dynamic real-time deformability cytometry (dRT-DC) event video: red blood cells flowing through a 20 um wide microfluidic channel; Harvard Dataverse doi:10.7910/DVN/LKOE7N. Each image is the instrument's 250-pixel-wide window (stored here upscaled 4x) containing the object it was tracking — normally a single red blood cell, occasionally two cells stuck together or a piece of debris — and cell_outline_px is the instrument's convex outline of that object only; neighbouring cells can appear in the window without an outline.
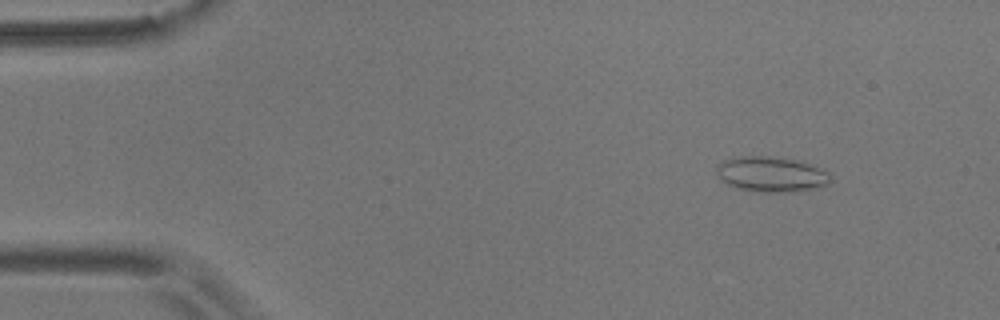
{"species": "common noctule bat (a hibernating species)", "species_latin": "Nyctalus noctula", "temperature_condition": "room temperature", "stored_images_in_passage": 51, "camera_frame_rate_fps": 3000, "um_per_image_px": 0.085, "animal": {"sex": "male", "body_mass_g": 17.9}, "frame": {"image": 1, "passage_image": 2, "time_ms": 0.333, "image_size_px": [1000, 320], "cell_outline_px": [[832, 180], [828, 184], [812, 188], [792, 192], [756, 192], [740, 188], [728, 184], [716, 172], [716, 168], [724, 160], [740, 156], [780, 156], [796, 160], [808, 164], [828, 172], [832, 176]], "centroid_in_image_um": [65.58, 14.8], "position_along_channel_um": 19.4, "area_um2": 23.24}}
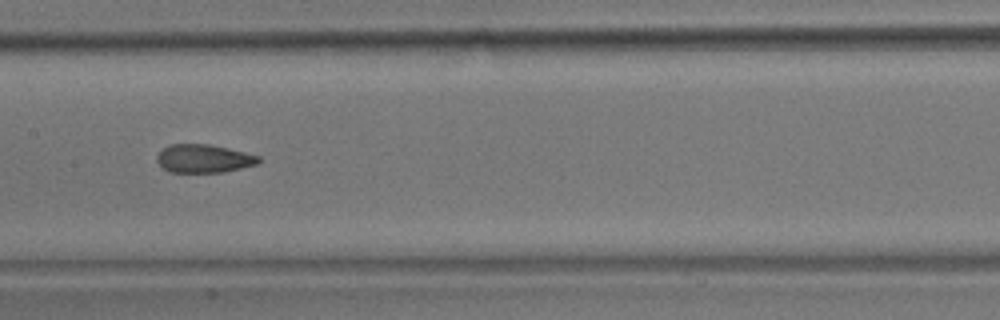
{"frame": {"image": 2, "passage_image": 23, "time_ms": 7.333, "image_size_px": [1000, 320], "cell_outline_px": [[260, 160], [256, 164], [224, 172], [168, 172], [156, 160], [156, 156], [168, 144], [208, 144], [228, 148], [260, 156]], "centroid_in_image_um": [17.3, 13.47], "position_along_channel_um": 190.1, "area_um2": 16.65}}
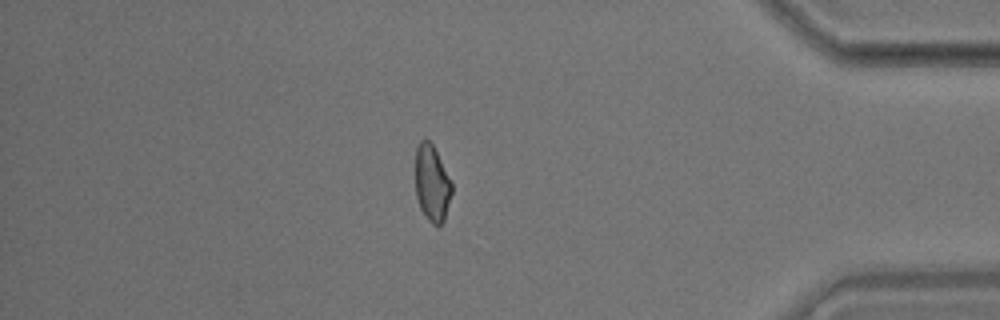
{"frame": {"image": 3, "passage_image": 43, "time_ms": 14.0, "image_size_px": [1000, 320], "cell_outline_px": [[452, 192], [444, 220], [436, 228], [428, 220], [420, 208], [416, 196], [416, 148], [420, 140], [428, 140], [432, 144], [452, 180]], "centroid_in_image_um": [36.73, 15.6], "position_along_channel_um": 398.5, "area_um2": 16.24}, "authors_computed_cell_mechanics": {"area_um2": 17.4556, "velocity_mm_per_s": 3.6498, "shape_relaxation_time_tau1_ms": 6.996, "shape_relaxation_time_tau2_ms": 1.8224, "deformation_change_tau1": 0.1469, "deformation_change_tau2": 0.0833}}